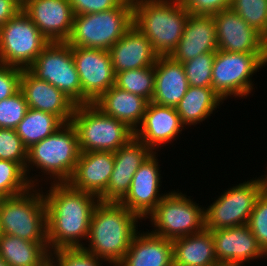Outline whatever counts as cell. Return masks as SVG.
Here are the masks:
<instances>
[{"label": "cell", "instance_id": "cell-44", "mask_svg": "<svg viewBox=\"0 0 267 266\" xmlns=\"http://www.w3.org/2000/svg\"><path fill=\"white\" fill-rule=\"evenodd\" d=\"M0 266H9V264L0 257Z\"/></svg>", "mask_w": 267, "mask_h": 266}, {"label": "cell", "instance_id": "cell-7", "mask_svg": "<svg viewBox=\"0 0 267 266\" xmlns=\"http://www.w3.org/2000/svg\"><path fill=\"white\" fill-rule=\"evenodd\" d=\"M70 122L81 153L116 152L134 137V131L125 123L105 114L94 103L76 105Z\"/></svg>", "mask_w": 267, "mask_h": 266}, {"label": "cell", "instance_id": "cell-15", "mask_svg": "<svg viewBox=\"0 0 267 266\" xmlns=\"http://www.w3.org/2000/svg\"><path fill=\"white\" fill-rule=\"evenodd\" d=\"M218 49L235 53L267 54V40L233 9L213 15Z\"/></svg>", "mask_w": 267, "mask_h": 266}, {"label": "cell", "instance_id": "cell-18", "mask_svg": "<svg viewBox=\"0 0 267 266\" xmlns=\"http://www.w3.org/2000/svg\"><path fill=\"white\" fill-rule=\"evenodd\" d=\"M152 152L135 137L114 152V168L100 201L120 203L130 190L134 174Z\"/></svg>", "mask_w": 267, "mask_h": 266}, {"label": "cell", "instance_id": "cell-28", "mask_svg": "<svg viewBox=\"0 0 267 266\" xmlns=\"http://www.w3.org/2000/svg\"><path fill=\"white\" fill-rule=\"evenodd\" d=\"M223 103L212 87L189 86L176 110L185 128L188 125L195 127L210 118Z\"/></svg>", "mask_w": 267, "mask_h": 266}, {"label": "cell", "instance_id": "cell-20", "mask_svg": "<svg viewBox=\"0 0 267 266\" xmlns=\"http://www.w3.org/2000/svg\"><path fill=\"white\" fill-rule=\"evenodd\" d=\"M20 90L29 108L54 114L63 123L71 121L76 104L58 88L35 77L28 69L22 70Z\"/></svg>", "mask_w": 267, "mask_h": 266}, {"label": "cell", "instance_id": "cell-30", "mask_svg": "<svg viewBox=\"0 0 267 266\" xmlns=\"http://www.w3.org/2000/svg\"><path fill=\"white\" fill-rule=\"evenodd\" d=\"M64 123L54 114L29 108L23 120L15 128L24 146L29 149L53 134Z\"/></svg>", "mask_w": 267, "mask_h": 266}, {"label": "cell", "instance_id": "cell-29", "mask_svg": "<svg viewBox=\"0 0 267 266\" xmlns=\"http://www.w3.org/2000/svg\"><path fill=\"white\" fill-rule=\"evenodd\" d=\"M48 243L31 242L0 233V257L9 266H48Z\"/></svg>", "mask_w": 267, "mask_h": 266}, {"label": "cell", "instance_id": "cell-17", "mask_svg": "<svg viewBox=\"0 0 267 266\" xmlns=\"http://www.w3.org/2000/svg\"><path fill=\"white\" fill-rule=\"evenodd\" d=\"M211 233L219 265L245 266L250 260L267 258L247 224Z\"/></svg>", "mask_w": 267, "mask_h": 266}, {"label": "cell", "instance_id": "cell-31", "mask_svg": "<svg viewBox=\"0 0 267 266\" xmlns=\"http://www.w3.org/2000/svg\"><path fill=\"white\" fill-rule=\"evenodd\" d=\"M115 86L151 102L155 86V65L116 73Z\"/></svg>", "mask_w": 267, "mask_h": 266}, {"label": "cell", "instance_id": "cell-13", "mask_svg": "<svg viewBox=\"0 0 267 266\" xmlns=\"http://www.w3.org/2000/svg\"><path fill=\"white\" fill-rule=\"evenodd\" d=\"M72 56L82 86V105L94 103L115 85L109 50L72 47Z\"/></svg>", "mask_w": 267, "mask_h": 266}, {"label": "cell", "instance_id": "cell-5", "mask_svg": "<svg viewBox=\"0 0 267 266\" xmlns=\"http://www.w3.org/2000/svg\"><path fill=\"white\" fill-rule=\"evenodd\" d=\"M133 25V3L123 0L107 11L74 15L66 42L72 47L109 50Z\"/></svg>", "mask_w": 267, "mask_h": 266}, {"label": "cell", "instance_id": "cell-43", "mask_svg": "<svg viewBox=\"0 0 267 266\" xmlns=\"http://www.w3.org/2000/svg\"><path fill=\"white\" fill-rule=\"evenodd\" d=\"M267 172V171H265ZM267 174V173H266ZM261 175L258 180L260 183V187H261V194L265 197H267V175Z\"/></svg>", "mask_w": 267, "mask_h": 266}, {"label": "cell", "instance_id": "cell-8", "mask_svg": "<svg viewBox=\"0 0 267 266\" xmlns=\"http://www.w3.org/2000/svg\"><path fill=\"white\" fill-rule=\"evenodd\" d=\"M177 190L168 191L147 216L154 227L149 232L172 241L205 229V208Z\"/></svg>", "mask_w": 267, "mask_h": 266}, {"label": "cell", "instance_id": "cell-1", "mask_svg": "<svg viewBox=\"0 0 267 266\" xmlns=\"http://www.w3.org/2000/svg\"><path fill=\"white\" fill-rule=\"evenodd\" d=\"M49 184V190L43 192L49 251L84 247L87 245L92 213L100 199L75 190L68 183ZM83 240L85 242H81Z\"/></svg>", "mask_w": 267, "mask_h": 266}, {"label": "cell", "instance_id": "cell-37", "mask_svg": "<svg viewBox=\"0 0 267 266\" xmlns=\"http://www.w3.org/2000/svg\"><path fill=\"white\" fill-rule=\"evenodd\" d=\"M27 150L15 129L0 128V159L19 163L25 169Z\"/></svg>", "mask_w": 267, "mask_h": 266}, {"label": "cell", "instance_id": "cell-3", "mask_svg": "<svg viewBox=\"0 0 267 266\" xmlns=\"http://www.w3.org/2000/svg\"><path fill=\"white\" fill-rule=\"evenodd\" d=\"M80 153L75 128L71 122L64 123L53 134L27 150L25 172L30 184L41 187L39 182L44 179L40 174L34 177L30 176L33 168L40 170L41 174L46 177V181L67 183L75 171ZM38 176L41 177V180L38 179Z\"/></svg>", "mask_w": 267, "mask_h": 266}, {"label": "cell", "instance_id": "cell-4", "mask_svg": "<svg viewBox=\"0 0 267 266\" xmlns=\"http://www.w3.org/2000/svg\"><path fill=\"white\" fill-rule=\"evenodd\" d=\"M189 14L179 0L133 2V23L159 56H169L177 47Z\"/></svg>", "mask_w": 267, "mask_h": 266}, {"label": "cell", "instance_id": "cell-6", "mask_svg": "<svg viewBox=\"0 0 267 266\" xmlns=\"http://www.w3.org/2000/svg\"><path fill=\"white\" fill-rule=\"evenodd\" d=\"M37 188V189H36ZM43 187L0 198V233L31 242L48 243L47 212Z\"/></svg>", "mask_w": 267, "mask_h": 266}, {"label": "cell", "instance_id": "cell-14", "mask_svg": "<svg viewBox=\"0 0 267 266\" xmlns=\"http://www.w3.org/2000/svg\"><path fill=\"white\" fill-rule=\"evenodd\" d=\"M156 154L158 152H152L142 163L132 178L128 194L120 202L142 220L147 219L167 193H160L162 176Z\"/></svg>", "mask_w": 267, "mask_h": 266}, {"label": "cell", "instance_id": "cell-38", "mask_svg": "<svg viewBox=\"0 0 267 266\" xmlns=\"http://www.w3.org/2000/svg\"><path fill=\"white\" fill-rule=\"evenodd\" d=\"M247 225L258 244L267 253V197L262 194L257 198Z\"/></svg>", "mask_w": 267, "mask_h": 266}, {"label": "cell", "instance_id": "cell-39", "mask_svg": "<svg viewBox=\"0 0 267 266\" xmlns=\"http://www.w3.org/2000/svg\"><path fill=\"white\" fill-rule=\"evenodd\" d=\"M183 7L194 15H215L231 8L233 0H179Z\"/></svg>", "mask_w": 267, "mask_h": 266}, {"label": "cell", "instance_id": "cell-45", "mask_svg": "<svg viewBox=\"0 0 267 266\" xmlns=\"http://www.w3.org/2000/svg\"><path fill=\"white\" fill-rule=\"evenodd\" d=\"M126 1H130V2H132V3H133V2H135V1H137V0H126Z\"/></svg>", "mask_w": 267, "mask_h": 266}, {"label": "cell", "instance_id": "cell-33", "mask_svg": "<svg viewBox=\"0 0 267 266\" xmlns=\"http://www.w3.org/2000/svg\"><path fill=\"white\" fill-rule=\"evenodd\" d=\"M231 9L267 40V0H233Z\"/></svg>", "mask_w": 267, "mask_h": 266}, {"label": "cell", "instance_id": "cell-21", "mask_svg": "<svg viewBox=\"0 0 267 266\" xmlns=\"http://www.w3.org/2000/svg\"><path fill=\"white\" fill-rule=\"evenodd\" d=\"M113 168L114 152L80 153L75 171L67 183L75 190L100 198L107 190Z\"/></svg>", "mask_w": 267, "mask_h": 266}, {"label": "cell", "instance_id": "cell-16", "mask_svg": "<svg viewBox=\"0 0 267 266\" xmlns=\"http://www.w3.org/2000/svg\"><path fill=\"white\" fill-rule=\"evenodd\" d=\"M22 10L50 42H66L73 24L68 0H22Z\"/></svg>", "mask_w": 267, "mask_h": 266}, {"label": "cell", "instance_id": "cell-26", "mask_svg": "<svg viewBox=\"0 0 267 266\" xmlns=\"http://www.w3.org/2000/svg\"><path fill=\"white\" fill-rule=\"evenodd\" d=\"M148 101L113 85L94 104L105 114L125 123L134 132L142 122Z\"/></svg>", "mask_w": 267, "mask_h": 266}, {"label": "cell", "instance_id": "cell-11", "mask_svg": "<svg viewBox=\"0 0 267 266\" xmlns=\"http://www.w3.org/2000/svg\"><path fill=\"white\" fill-rule=\"evenodd\" d=\"M28 70L38 79L62 91L76 105H82V86L67 42H49Z\"/></svg>", "mask_w": 267, "mask_h": 266}, {"label": "cell", "instance_id": "cell-40", "mask_svg": "<svg viewBox=\"0 0 267 266\" xmlns=\"http://www.w3.org/2000/svg\"><path fill=\"white\" fill-rule=\"evenodd\" d=\"M21 68L0 63V101L20 90Z\"/></svg>", "mask_w": 267, "mask_h": 266}, {"label": "cell", "instance_id": "cell-32", "mask_svg": "<svg viewBox=\"0 0 267 266\" xmlns=\"http://www.w3.org/2000/svg\"><path fill=\"white\" fill-rule=\"evenodd\" d=\"M31 187L25 169L19 163L0 159V198L25 193Z\"/></svg>", "mask_w": 267, "mask_h": 266}, {"label": "cell", "instance_id": "cell-9", "mask_svg": "<svg viewBox=\"0 0 267 266\" xmlns=\"http://www.w3.org/2000/svg\"><path fill=\"white\" fill-rule=\"evenodd\" d=\"M267 65V54L235 53L218 49L212 68V88L223 102L247 98L253 92L252 76Z\"/></svg>", "mask_w": 267, "mask_h": 266}, {"label": "cell", "instance_id": "cell-35", "mask_svg": "<svg viewBox=\"0 0 267 266\" xmlns=\"http://www.w3.org/2000/svg\"><path fill=\"white\" fill-rule=\"evenodd\" d=\"M105 261L83 248H62L50 252V266H103Z\"/></svg>", "mask_w": 267, "mask_h": 266}, {"label": "cell", "instance_id": "cell-2", "mask_svg": "<svg viewBox=\"0 0 267 266\" xmlns=\"http://www.w3.org/2000/svg\"><path fill=\"white\" fill-rule=\"evenodd\" d=\"M142 219L121 203L99 201L92 213L87 252L117 266L124 258Z\"/></svg>", "mask_w": 267, "mask_h": 266}, {"label": "cell", "instance_id": "cell-23", "mask_svg": "<svg viewBox=\"0 0 267 266\" xmlns=\"http://www.w3.org/2000/svg\"><path fill=\"white\" fill-rule=\"evenodd\" d=\"M114 73L154 66L158 54L151 42L133 25L109 49Z\"/></svg>", "mask_w": 267, "mask_h": 266}, {"label": "cell", "instance_id": "cell-12", "mask_svg": "<svg viewBox=\"0 0 267 266\" xmlns=\"http://www.w3.org/2000/svg\"><path fill=\"white\" fill-rule=\"evenodd\" d=\"M260 195L258 177L228 188L205 209V229L212 231L247 224Z\"/></svg>", "mask_w": 267, "mask_h": 266}, {"label": "cell", "instance_id": "cell-22", "mask_svg": "<svg viewBox=\"0 0 267 266\" xmlns=\"http://www.w3.org/2000/svg\"><path fill=\"white\" fill-rule=\"evenodd\" d=\"M218 50L216 25L212 15L189 14L183 35L169 55L174 61L184 63L199 54Z\"/></svg>", "mask_w": 267, "mask_h": 266}, {"label": "cell", "instance_id": "cell-24", "mask_svg": "<svg viewBox=\"0 0 267 266\" xmlns=\"http://www.w3.org/2000/svg\"><path fill=\"white\" fill-rule=\"evenodd\" d=\"M189 87L183 64L170 56H158L155 62L153 103L176 108Z\"/></svg>", "mask_w": 267, "mask_h": 266}, {"label": "cell", "instance_id": "cell-36", "mask_svg": "<svg viewBox=\"0 0 267 266\" xmlns=\"http://www.w3.org/2000/svg\"><path fill=\"white\" fill-rule=\"evenodd\" d=\"M29 107L25 96L19 90L13 96L0 101V128L15 129L23 120Z\"/></svg>", "mask_w": 267, "mask_h": 266}, {"label": "cell", "instance_id": "cell-10", "mask_svg": "<svg viewBox=\"0 0 267 266\" xmlns=\"http://www.w3.org/2000/svg\"><path fill=\"white\" fill-rule=\"evenodd\" d=\"M49 42L21 9L0 28V63L28 69Z\"/></svg>", "mask_w": 267, "mask_h": 266}, {"label": "cell", "instance_id": "cell-41", "mask_svg": "<svg viewBox=\"0 0 267 266\" xmlns=\"http://www.w3.org/2000/svg\"><path fill=\"white\" fill-rule=\"evenodd\" d=\"M74 15L91 14L116 8L123 0H68Z\"/></svg>", "mask_w": 267, "mask_h": 266}, {"label": "cell", "instance_id": "cell-27", "mask_svg": "<svg viewBox=\"0 0 267 266\" xmlns=\"http://www.w3.org/2000/svg\"><path fill=\"white\" fill-rule=\"evenodd\" d=\"M173 266H219L211 231H203L172 241Z\"/></svg>", "mask_w": 267, "mask_h": 266}, {"label": "cell", "instance_id": "cell-25", "mask_svg": "<svg viewBox=\"0 0 267 266\" xmlns=\"http://www.w3.org/2000/svg\"><path fill=\"white\" fill-rule=\"evenodd\" d=\"M117 266H173L172 240L139 230Z\"/></svg>", "mask_w": 267, "mask_h": 266}, {"label": "cell", "instance_id": "cell-42", "mask_svg": "<svg viewBox=\"0 0 267 266\" xmlns=\"http://www.w3.org/2000/svg\"><path fill=\"white\" fill-rule=\"evenodd\" d=\"M22 9L20 0H0V28Z\"/></svg>", "mask_w": 267, "mask_h": 266}, {"label": "cell", "instance_id": "cell-34", "mask_svg": "<svg viewBox=\"0 0 267 266\" xmlns=\"http://www.w3.org/2000/svg\"><path fill=\"white\" fill-rule=\"evenodd\" d=\"M214 57L215 53H204L182 63L189 86L212 87Z\"/></svg>", "mask_w": 267, "mask_h": 266}, {"label": "cell", "instance_id": "cell-19", "mask_svg": "<svg viewBox=\"0 0 267 266\" xmlns=\"http://www.w3.org/2000/svg\"><path fill=\"white\" fill-rule=\"evenodd\" d=\"M184 127L176 108L149 102L142 122L134 132V137L156 152L167 143L176 141L178 134L181 135L185 130Z\"/></svg>", "mask_w": 267, "mask_h": 266}]
</instances>
